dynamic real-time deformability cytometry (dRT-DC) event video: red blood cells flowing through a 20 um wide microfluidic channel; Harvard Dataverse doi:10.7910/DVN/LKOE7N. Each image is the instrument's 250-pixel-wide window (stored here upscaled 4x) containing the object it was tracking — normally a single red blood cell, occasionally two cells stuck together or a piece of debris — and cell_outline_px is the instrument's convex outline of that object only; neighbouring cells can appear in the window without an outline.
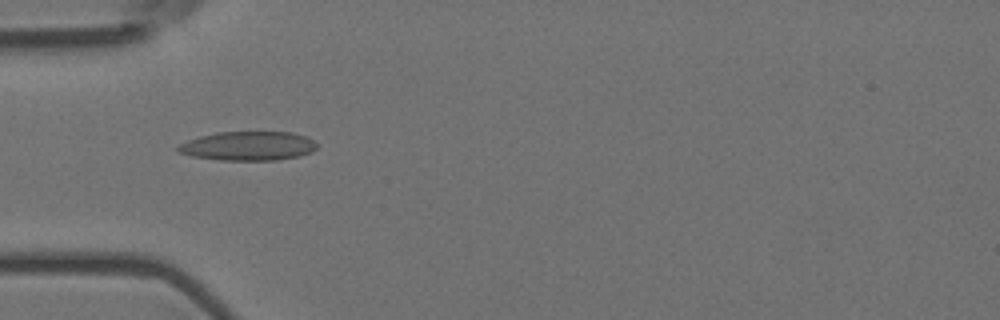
{"species": "Egyptian fruit bat (a non-hibernating species)", "species_latin": "Rousettus aegyptiacus", "temperature_condition": "room temperature", "stored_images_in_passage": 6, "camera_frame_rate_fps": 3000, "um_per_image_px": 0.085, "animal": {"sex": "female"}, "frame": {"image": 1, "passage_image": 5, "time_ms": 1.333, "image_size_px": [1000, 320], "cell_outline_px": [[316, 148], [312, 152], [300, 156], [276, 160], [220, 160], [192, 156], [180, 152], [176, 148], [180, 144], [188, 140], [200, 136], [216, 132], [292, 132], [304, 136], [312, 140], [316, 144]], "centroid_in_image_um": [21.1, 12.41], "position_along_channel_um": 63.9, "area_um2": 23.41}}
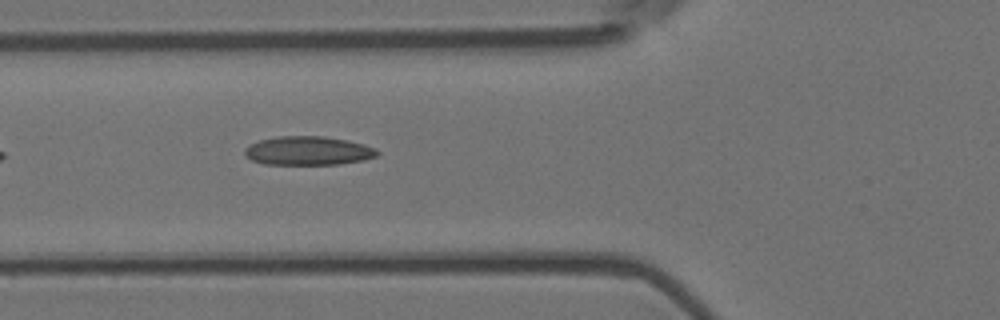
{"frame": {"image": 2, "passage_image": 6, "time_ms": 1.667, "image_size_px": [1000, 320], "cell_outline_px": [[380, 152], [376, 156], [364, 160], [340, 164], [264, 164], [252, 160], [244, 156], [244, 148], [260, 140], [276, 136], [324, 136], [364, 144], [376, 148]], "centroid_in_image_um": [26.19, 12.81], "position_along_channel_um": 99.6, "area_um2": 22.25}}